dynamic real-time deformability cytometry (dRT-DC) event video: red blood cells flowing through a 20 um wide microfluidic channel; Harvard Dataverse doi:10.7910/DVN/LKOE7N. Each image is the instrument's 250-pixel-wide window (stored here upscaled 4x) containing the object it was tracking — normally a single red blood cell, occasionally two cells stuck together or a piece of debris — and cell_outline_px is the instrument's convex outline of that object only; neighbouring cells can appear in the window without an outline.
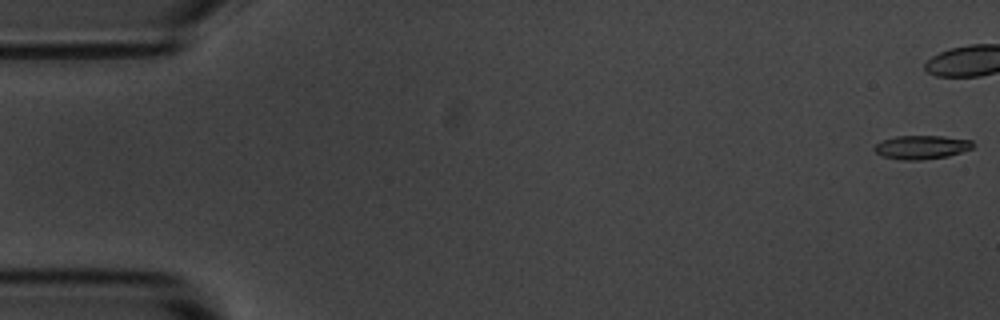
{"species": "common noctule bat (a hibernating species)", "species_latin": "Nyctalus noctula", "temperature_condition": "room temperature", "stored_images_in_passage": 44, "camera_frame_rate_fps": 3000, "um_per_image_px": 0.085, "animal": {"sex": "male", "body_mass_g": 20.1, "forearm_length_mm": 53.5}, "frame": {"image": 1, "passage_image": 1, "time_ms": 0.0, "image_size_px": [1000, 320], "cell_outline_px": [[976, 144], [972, 148], [948, 156], [920, 160], [904, 160], [884, 156], [876, 152], [872, 148], [876, 144], [884, 140], [896, 136], [944, 136], [972, 140]], "centroid_in_image_um": [78.37, 12.5], "position_along_channel_um": 6.6, "area_um2": 13.53}}